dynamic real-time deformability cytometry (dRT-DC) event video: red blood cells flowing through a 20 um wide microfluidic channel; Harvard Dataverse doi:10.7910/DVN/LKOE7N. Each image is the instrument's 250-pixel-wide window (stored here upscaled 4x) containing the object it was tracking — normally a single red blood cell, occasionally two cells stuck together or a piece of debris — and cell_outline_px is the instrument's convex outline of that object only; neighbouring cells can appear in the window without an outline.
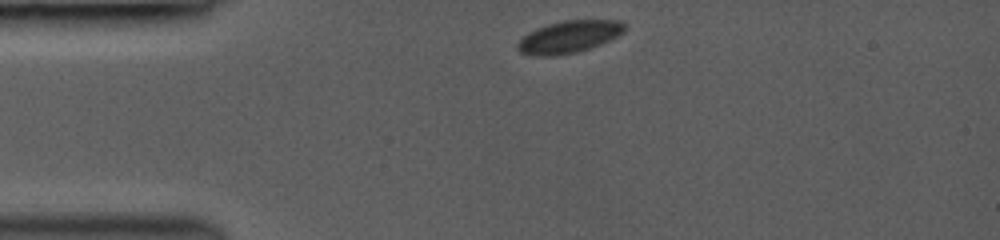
{"species": "common noctule bat (a hibernating species)", "species_latin": "Nyctalus noctula", "temperature_condition": "room temperature", "stored_images_in_passage": 11, "camera_frame_rate_fps": 3000, "um_per_image_px": 0.085, "animal": {"sex": "female", "body_mass_g": 19.0, "forearm_length_mm": 53.3}, "frame": {"image": 1, "passage_image": 1, "time_ms": 0.0, "image_size_px": [1000, 240], "cell_outline_px": [[628, 28], [624, 32], [600, 44], [576, 52], [556, 56], [532, 56], [520, 52], [516, 48], [516, 44], [528, 32], [536, 28], [548, 24], [564, 20], [620, 20]], "centroid_in_image_um": [48.34, 3.13], "position_along_channel_um": 36.7, "area_um2": 20.11}}
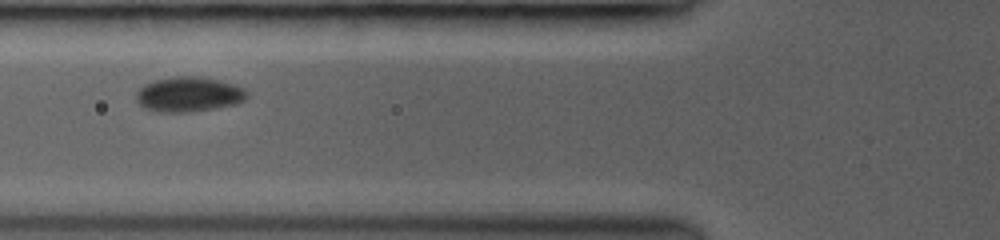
{"frame": {"image": 2, "passage_image": 7, "time_ms": 2.667, "image_size_px": [1000, 240], "cell_outline_px": [[248, 96], [244, 100], [236, 104], [216, 108], [192, 112], [156, 112], [144, 108], [136, 100], [136, 92], [144, 84], [152, 80], [176, 76], [200, 76], [220, 80], [236, 84], [244, 88], [248, 92]], "centroid_in_image_um": [16.05, 8.01], "position_along_channel_um": 109.7, "area_um2": 22.95}}
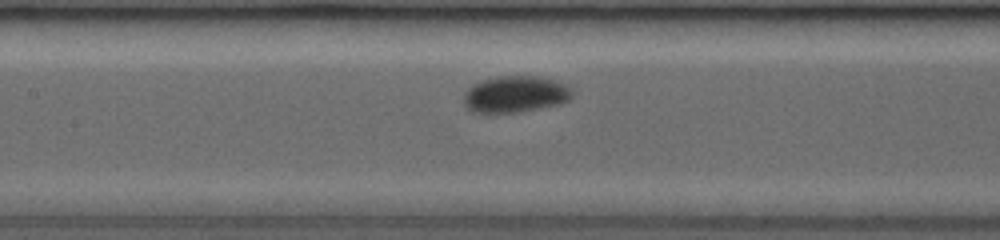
{"frame": {"image": 3, "passage_image": 10, "time_ms": 4.0, "image_size_px": [1000, 240], "cell_outline_px": [[572, 96], [568, 100], [560, 104], [520, 112], [472, 112], [464, 104], [464, 92], [472, 84], [480, 80], [496, 76], [540, 76], [564, 84], [572, 88]], "centroid_in_image_um": [43.78, 8.0], "position_along_channel_um": 163.6, "area_um2": 23.18}}